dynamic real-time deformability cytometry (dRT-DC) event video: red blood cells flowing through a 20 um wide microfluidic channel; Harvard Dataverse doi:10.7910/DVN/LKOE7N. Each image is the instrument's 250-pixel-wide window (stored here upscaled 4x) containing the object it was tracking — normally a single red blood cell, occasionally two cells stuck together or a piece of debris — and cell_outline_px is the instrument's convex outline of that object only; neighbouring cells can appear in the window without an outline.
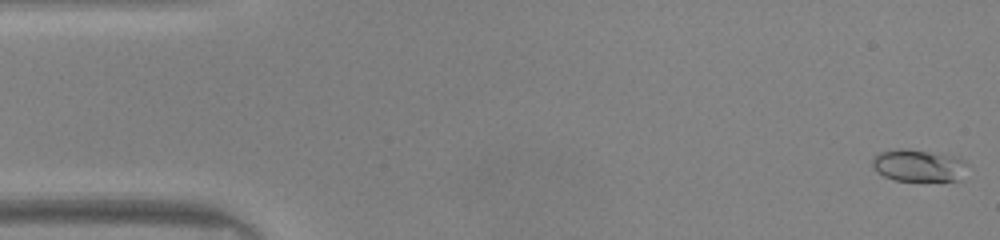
{"species": "common noctule bat (a hibernating species)", "species_latin": "Nyctalus noctula", "temperature_condition": "warm", "stored_images_in_passage": 48, "camera_frame_rate_fps": 3000, "um_per_image_px": 0.085, "animal": {"sex": "male", "body_mass_g": 20.0, "forearm_length_mm": 53.3}, "frame": {"image": 1, "passage_image": 1, "time_ms": 0.0, "image_size_px": [1000, 240], "cell_outline_px": [[968, 164], [960, 180], [896, 180], [884, 176], [876, 172], [872, 168], [872, 160], [880, 152], [900, 148], [908, 148], [960, 156]], "centroid_in_image_um": [78.09, 14.04], "position_along_channel_um": 6.9, "area_um2": 17.98}}
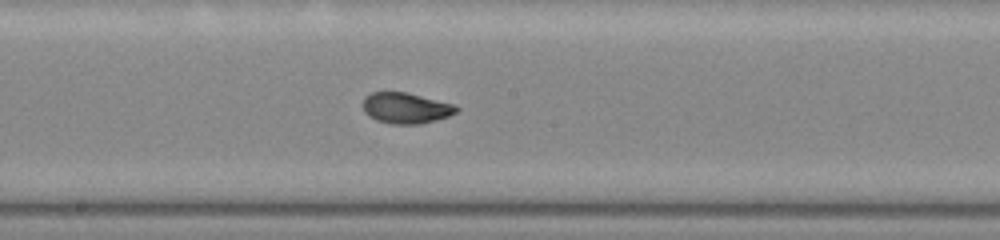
{"frame": {"image": 2, "passage_image": 25, "time_ms": 8.0, "image_size_px": [1000, 240], "cell_outline_px": [[460, 108], [456, 112], [448, 116], [436, 120], [420, 124], [392, 124], [376, 120], [368, 116], [364, 112], [364, 96], [372, 92], [408, 92], [456, 104]], "centroid_in_image_um": [34.52, 9.18], "position_along_channel_um": 213.7, "area_um2": 16.99}}
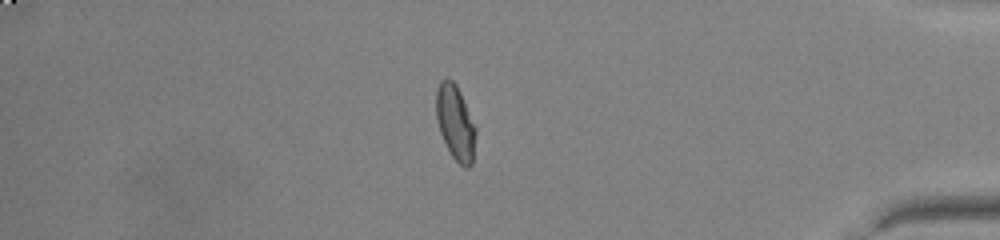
{"frame": {"image": 3, "passage_image": 41, "time_ms": 13.333, "image_size_px": [1000, 240], "cell_outline_px": [[476, 132], [472, 164], [468, 168], [464, 168], [452, 156], [440, 132], [436, 116], [436, 88], [440, 80], [448, 76], [456, 84], [460, 92], [476, 128]], "centroid_in_image_um": [38.7, 10.39], "position_along_channel_um": 396.5, "area_um2": 17.22}, "authors_computed_cell_mechanics": {"area_um2": 16.9932, "velocity_mm_per_s": 4.1714, "shape_relaxation_time_tau1_ms": 4.8731, "shape_relaxation_time_tau2_ms": 0.9185, "deformation_change_tau1": 0.1727, "deformation_change_tau2": 0.0554}}